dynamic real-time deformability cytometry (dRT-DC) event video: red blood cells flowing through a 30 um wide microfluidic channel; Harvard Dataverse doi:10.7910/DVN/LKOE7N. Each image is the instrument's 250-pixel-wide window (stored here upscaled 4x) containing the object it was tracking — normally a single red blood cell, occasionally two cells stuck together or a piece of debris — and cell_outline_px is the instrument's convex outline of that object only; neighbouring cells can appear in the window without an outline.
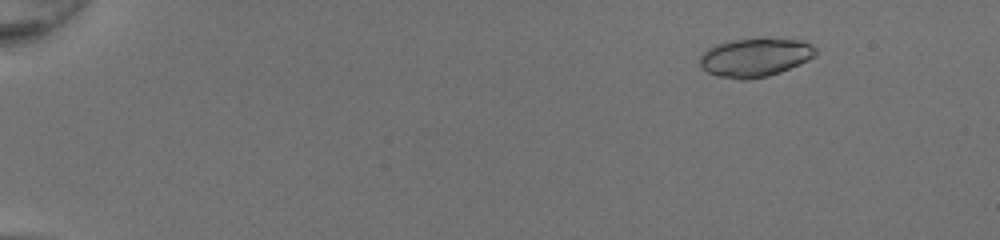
{"species": "common noctule bat (a hibernating species)", "species_latin": "Nyctalus noctula", "temperature_condition": "room temperature", "stored_images_in_passage": 14, "camera_frame_rate_fps": 3000, "um_per_image_px": 0.085, "animal": {"sex": "female", "body_mass_g": 20.0, "forearm_length_mm": 54.0}, "frame": {"image": 1, "passage_image": 8, "time_ms": 2.333, "image_size_px": [1000, 240], "cell_outline_px": [[816, 56], [800, 64], [780, 72], [768, 76], [748, 80], [740, 80], [716, 76], [700, 68], [700, 56], [708, 48], [716, 44], [728, 40], [760, 36], [800, 40], [812, 44], [816, 48]], "centroid_in_image_um": [64.18, 4.85], "position_along_channel_um": 20.8, "area_um2": 26.88}}